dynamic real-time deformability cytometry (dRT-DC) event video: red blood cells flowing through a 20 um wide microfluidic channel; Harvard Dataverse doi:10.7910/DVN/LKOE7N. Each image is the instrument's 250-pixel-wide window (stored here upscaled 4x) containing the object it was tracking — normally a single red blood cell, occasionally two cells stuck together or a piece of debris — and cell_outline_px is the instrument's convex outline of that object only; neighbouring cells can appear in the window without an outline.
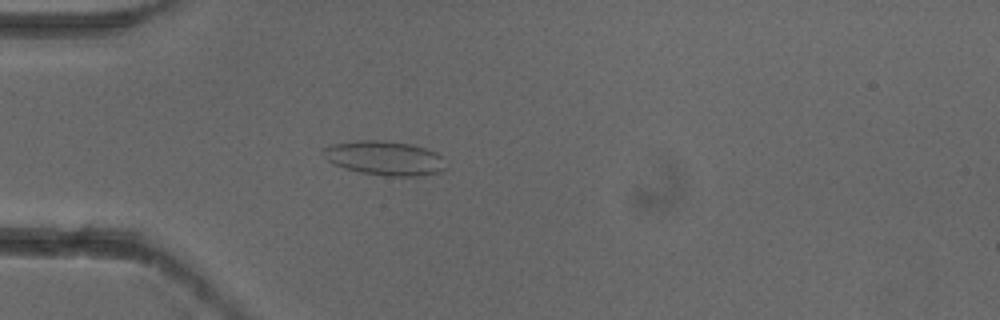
{"species": "common noctule bat (a hibernating species)", "species_latin": "Nyctalus noctula", "temperature_condition": "cold", "stored_images_in_passage": 4, "camera_frame_rate_fps": 3000, "um_per_image_px": 0.085, "animal": {"sex": "female"}, "frame": {"image": 1, "passage_image": 4, "time_ms": 1.0, "image_size_px": [1000, 320], "cell_outline_px": [[448, 168], [440, 172], [416, 176], [384, 176], [360, 172], [344, 168], [332, 164], [320, 152], [324, 148], [332, 144], [360, 140], [380, 140], [412, 144], [436, 152], [444, 156]], "centroid_in_image_um": [32.73, 13.44], "position_along_channel_um": 52.3, "area_um2": 24.8}}